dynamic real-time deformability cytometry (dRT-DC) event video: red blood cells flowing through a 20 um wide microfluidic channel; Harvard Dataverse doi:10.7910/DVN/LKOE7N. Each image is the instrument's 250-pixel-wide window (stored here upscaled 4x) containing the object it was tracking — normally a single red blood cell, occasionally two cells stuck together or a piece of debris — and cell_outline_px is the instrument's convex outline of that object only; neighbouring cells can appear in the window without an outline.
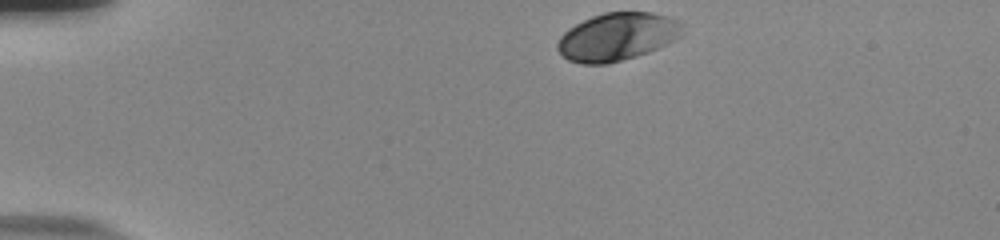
{"species": "human", "species_latin": "Homo sapiens", "temperature_condition": "room temperature", "stored_images_in_passage": 38, "camera_frame_rate_fps": 3000, "um_per_image_px": 0.085, "donor": {"sex": "male"}, "frame": {"image": 1, "passage_image": 1, "time_ms": 0.0, "image_size_px": [1000, 240], "cell_outline_px": [[680, 36], [676, 40], [648, 52], [636, 56], [608, 64], [580, 64], [568, 60], [556, 48], [556, 44], [560, 36], [568, 28], [592, 16], [604, 12], [652, 12], [668, 16], [676, 20]], "centroid_in_image_um": [52.4, 3.13], "position_along_channel_um": 32.6, "area_um2": 34.56}}
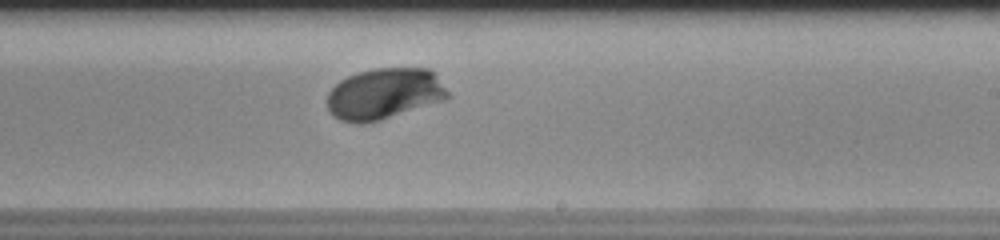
{"frame": {"image": 2, "passage_image": 25, "time_ms": 8.0, "image_size_px": [1000, 240], "cell_outline_px": [[452, 96], [444, 100], [380, 120], [364, 124], [356, 124], [340, 120], [328, 112], [328, 92], [340, 80], [348, 76], [360, 72], [376, 68], [428, 68], [436, 76]], "centroid_in_image_um": [32.65, 7.98], "position_along_channel_um": 256.4, "area_um2": 35.84}}
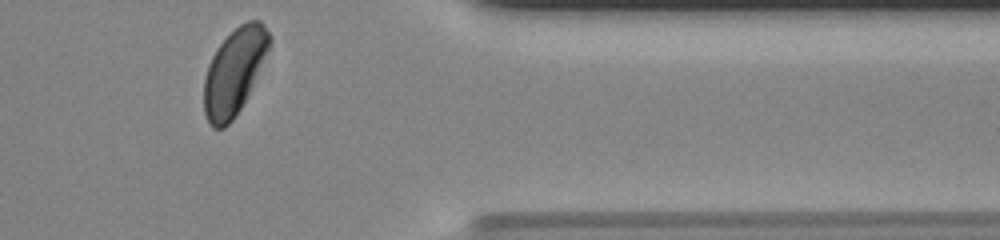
{"frame": {"image": 3, "passage_image": 37, "time_ms": 12.0, "image_size_px": [1000, 240], "cell_outline_px": [[272, 44], [240, 108], [232, 120], [224, 128], [212, 128], [208, 124], [204, 112], [204, 80], [208, 64], [216, 48], [240, 24], [248, 20], [260, 20], [264, 24], [272, 36]], "centroid_in_image_um": [19.91, 6.06], "position_along_channel_um": 391.5, "area_um2": 32.54}, "authors_computed_cell_mechanics": {"area_um2": 34.8823, "velocity_mm_per_s": 3.6908, "shape_relaxation_time_tau1_ms": 1.6733, "shape_relaxation_time_tau2_ms": null, "deformation_change_tau1": 0.1215, "deformation_change_tau2": null}}